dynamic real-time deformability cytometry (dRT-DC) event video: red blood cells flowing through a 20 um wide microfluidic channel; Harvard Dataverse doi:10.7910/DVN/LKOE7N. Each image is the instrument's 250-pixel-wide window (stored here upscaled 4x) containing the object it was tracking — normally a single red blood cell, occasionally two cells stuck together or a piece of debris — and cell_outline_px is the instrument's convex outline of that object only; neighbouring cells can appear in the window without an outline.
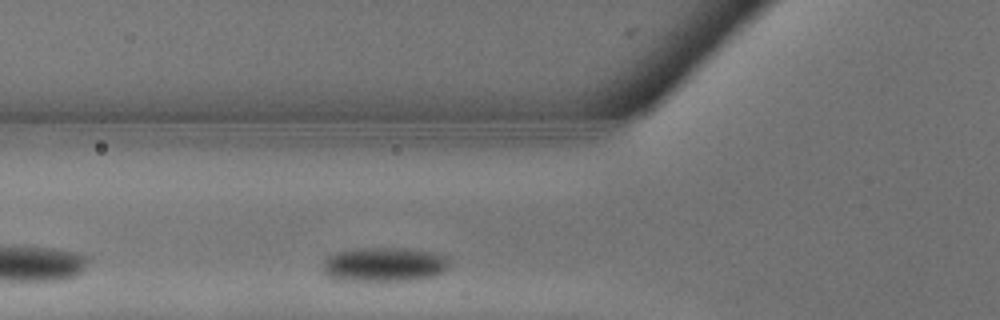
{"species": "common noctule bat (a hibernating species)", "species_latin": "Nyctalus noctula", "temperature_condition": "warm", "stored_images_in_passage": 9, "camera_frame_rate_fps": 3000, "um_per_image_px": 0.085, "animal": {"sex": "male", "body_mass_g": 13.3}, "frame": {"image": 1, "passage_image": 2, "time_ms": 0.333, "image_size_px": [1000, 320], "cell_outline_px": [[452, 256], [448, 264], [440, 272], [432, 276], [408, 280], [360, 280], [328, 276], [324, 272], [324, 260], [328, 256], [336, 252], [356, 248], [412, 248]], "centroid_in_image_um": [32.71, 22.44], "position_along_channel_um": 93.1, "area_um2": 24.91}}
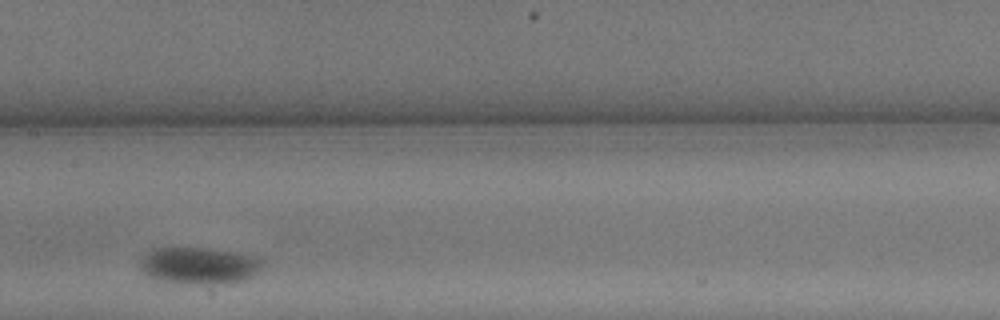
{"frame": {"image": 2, "passage_image": 6, "time_ms": 1.667, "image_size_px": [1000, 320], "cell_outline_px": [[264, 260], [260, 268], [248, 280], [160, 280], [148, 276], [140, 268], [140, 260], [152, 248], [208, 248], [236, 252], [252, 256]], "centroid_in_image_um": [16.9, 22.48], "position_along_channel_um": 190.5, "area_um2": 24.57}}
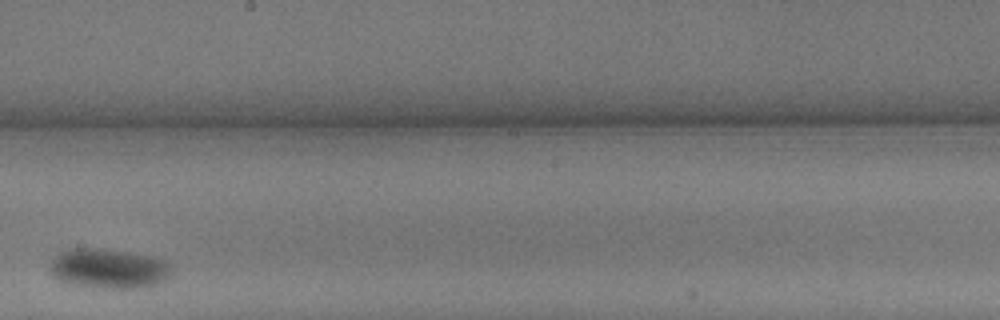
{"frame": {"image": 3, "passage_image": 8, "time_ms": 2.333, "image_size_px": [1000, 320], "cell_outline_px": [[172, 272], [160, 284], [140, 288], [104, 288], [76, 284], [60, 280], [48, 268], [52, 260], [60, 252], [72, 248], [96, 248], [124, 252], [164, 260], [172, 264]], "centroid_in_image_um": [9.27, 22.83], "position_along_channel_um": 238.9, "area_um2": 27.74}}